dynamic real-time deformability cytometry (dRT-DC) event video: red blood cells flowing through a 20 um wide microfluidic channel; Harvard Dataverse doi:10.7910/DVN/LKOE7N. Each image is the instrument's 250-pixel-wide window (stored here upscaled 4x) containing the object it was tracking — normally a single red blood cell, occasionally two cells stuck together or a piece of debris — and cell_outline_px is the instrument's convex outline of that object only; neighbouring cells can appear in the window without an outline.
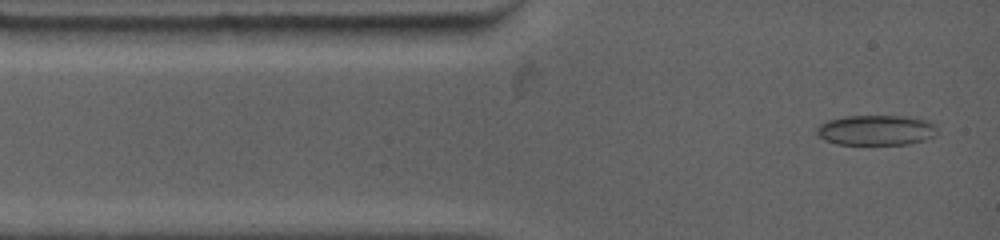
{"species": "common noctule bat (a hibernating species)", "species_latin": "Nyctalus noctula", "temperature_condition": "warm", "stored_images_in_passage": 9, "camera_frame_rate_fps": 4500, "um_per_image_px": 0.085, "animal": {"sex": "female", "body_mass_g": 19.0, "forearm_length_mm": 53.3}, "frame": {"image": 1, "passage_image": 1, "time_ms": 0.0, "image_size_px": [1000, 240], "cell_outline_px": [[936, 136], [924, 140], [908, 144], [836, 144], [824, 140], [816, 132], [816, 128], [820, 124], [828, 120], [844, 116], [916, 116], [928, 120], [936, 124]], "centroid_in_image_um": [74.51, 11.05], "position_along_channel_um": 10.5, "area_um2": 21.5}}
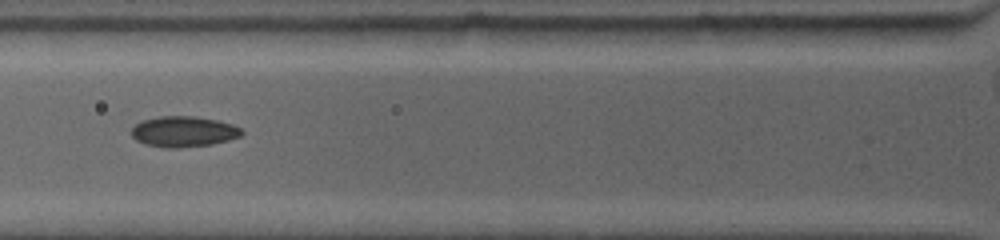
{"frame": {"image": 2, "passage_image": 6, "time_ms": 3.556, "image_size_px": [1000, 240], "cell_outline_px": [[244, 132], [240, 136], [228, 140], [212, 144], [176, 148], [164, 148], [144, 144], [136, 140], [132, 136], [132, 128], [136, 124], [144, 120], [160, 116], [196, 116], [216, 120], [232, 124], [240, 128]], "centroid_in_image_um": [15.6, 11.19], "position_along_channel_um": 110.2, "area_um2": 19.65}}
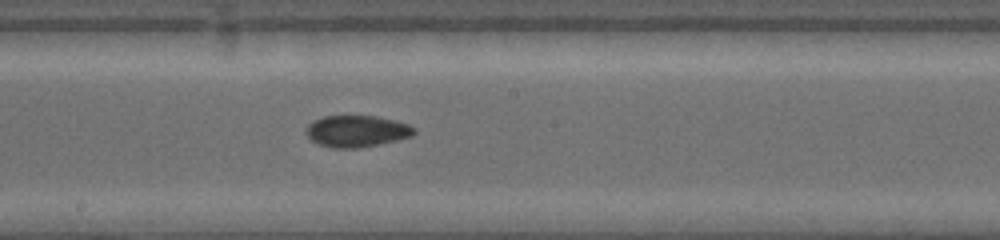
{"frame": {"image": 3, "passage_image": 9, "time_ms": 6.444, "image_size_px": [1000, 240], "cell_outline_px": [[416, 132], [412, 136], [380, 144], [356, 148], [332, 148], [320, 144], [312, 140], [304, 132], [308, 124], [324, 116], [376, 116], [396, 120], [408, 124], [416, 128]], "centroid_in_image_um": [30.34, 11.15], "position_along_channel_um": 217.9, "area_um2": 19.88}}